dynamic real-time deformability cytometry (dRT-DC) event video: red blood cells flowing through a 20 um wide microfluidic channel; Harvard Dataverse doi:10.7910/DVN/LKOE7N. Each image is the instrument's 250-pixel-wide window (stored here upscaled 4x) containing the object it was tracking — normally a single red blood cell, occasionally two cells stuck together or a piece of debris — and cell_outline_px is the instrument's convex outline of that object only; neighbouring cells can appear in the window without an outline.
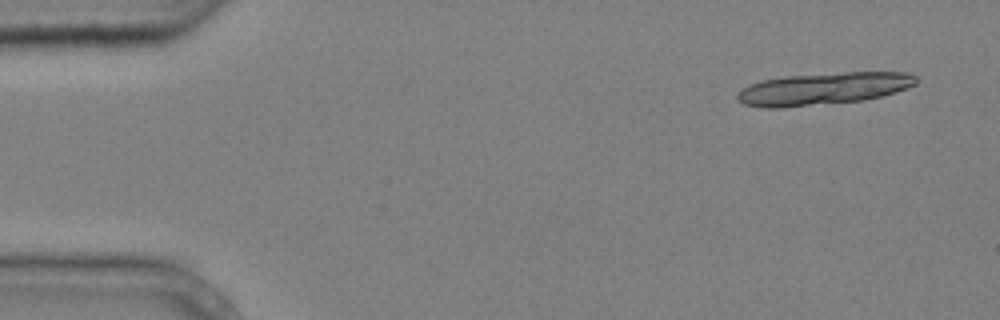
{"species": "common noctule bat (a hibernating species)", "species_latin": "Nyctalus noctula", "temperature_condition": "cold", "stored_images_in_passage": 6, "segment_of_instrument_passage": [1, 2], "camera_frame_rate_fps": 3000, "um_per_image_px": 0.085, "animal": {"sex": "male", "body_mass_g": 20.4}, "frame": {"image": 1, "passage_image": 1, "time_ms": 0.0, "image_size_px": [1000, 320], "cell_outline_px": [[916, 84], [896, 92], [864, 100], [780, 108], [764, 108], [744, 104], [736, 100], [736, 92], [752, 84], [764, 80], [784, 76], [844, 72], [908, 72], [916, 76]], "centroid_in_image_um": [69.97, 7.54], "position_along_channel_um": 15.0, "area_um2": 33.52}}